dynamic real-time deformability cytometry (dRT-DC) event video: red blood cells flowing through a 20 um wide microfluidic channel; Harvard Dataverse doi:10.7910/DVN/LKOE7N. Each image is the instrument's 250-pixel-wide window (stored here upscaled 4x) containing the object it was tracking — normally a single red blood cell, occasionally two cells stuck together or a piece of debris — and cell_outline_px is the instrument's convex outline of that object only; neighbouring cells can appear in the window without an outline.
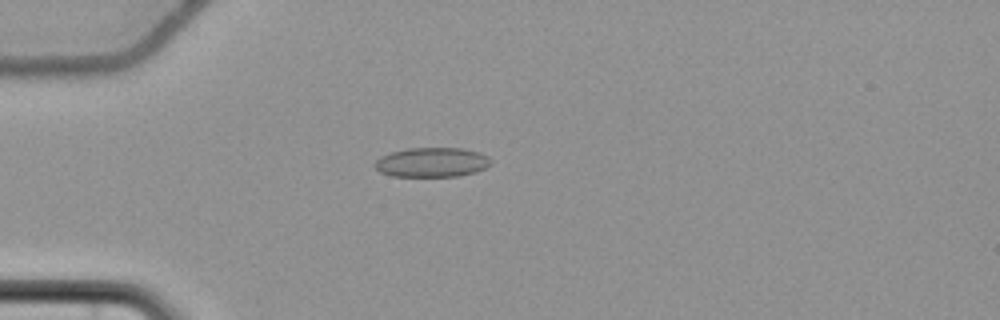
{"species": "common noctule bat (a hibernating species)", "species_latin": "Nyctalus noctula", "temperature_condition": "cold", "stored_images_in_passage": 57, "camera_frame_rate_fps": 3000, "um_per_image_px": 0.085, "animal": {"sex": "female", "body_mass_g": 22.7, "forearm_length_mm": 54.2}, "frame": {"image": 1, "passage_image": 17, "time_ms": 5.333, "image_size_px": [1000, 320], "cell_outline_px": [[492, 164], [476, 172], [460, 176], [392, 176], [380, 172], [372, 164], [380, 156], [392, 152], [408, 148], [460, 148], [480, 152], [488, 156], [492, 160]], "centroid_in_image_um": [36.72, 13.79], "position_along_channel_um": 48.3, "area_um2": 20.11}}
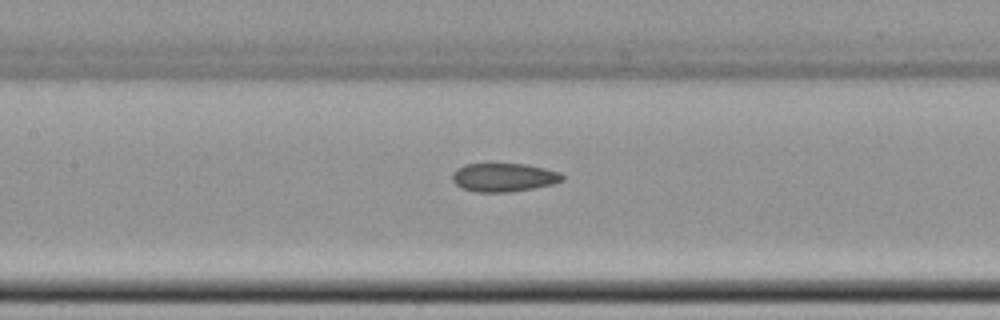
{"frame": {"image": 2, "passage_image": 28, "time_ms": 9.0, "image_size_px": [1000, 320], "cell_outline_px": [[564, 180], [552, 184], [532, 188], [508, 192], [476, 192], [460, 188], [452, 180], [452, 172], [456, 168], [464, 164], [488, 160], [528, 164], [560, 172], [564, 176]], "centroid_in_image_um": [42.75, 15.01], "position_along_channel_um": 164.7, "area_um2": 19.31}}
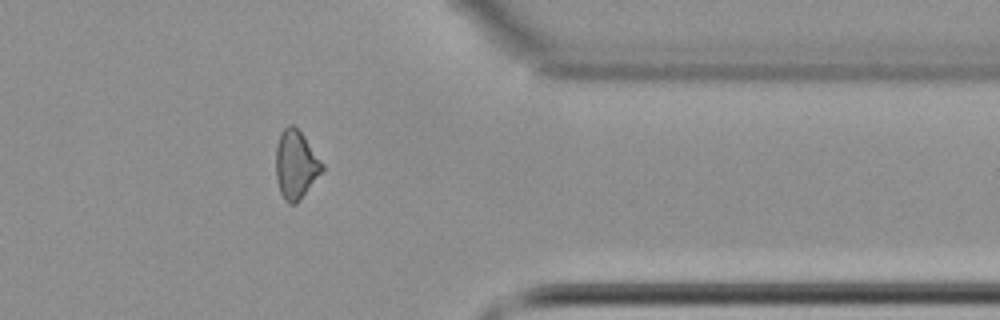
{"frame": {"image": 3, "passage_image": 47, "time_ms": 15.333, "image_size_px": [1000, 320], "cell_outline_px": [[324, 168], [300, 200], [296, 204], [288, 204], [284, 200], [280, 192], [276, 180], [276, 144], [280, 132], [288, 124], [292, 124], [304, 136], [324, 164]], "centroid_in_image_um": [25.12, 13.99], "position_along_channel_um": 386.3, "area_um2": 18.5}, "authors_computed_cell_mechanics": {"area_um2": 19.3052, "velocity_mm_per_s": 3.6983, "shape_relaxation_time_tau1_ms": null, "shape_relaxation_time_tau2_ms": 9.3328, "deformation_change_tau1": null, "deformation_change_tau2": 0.1732}}